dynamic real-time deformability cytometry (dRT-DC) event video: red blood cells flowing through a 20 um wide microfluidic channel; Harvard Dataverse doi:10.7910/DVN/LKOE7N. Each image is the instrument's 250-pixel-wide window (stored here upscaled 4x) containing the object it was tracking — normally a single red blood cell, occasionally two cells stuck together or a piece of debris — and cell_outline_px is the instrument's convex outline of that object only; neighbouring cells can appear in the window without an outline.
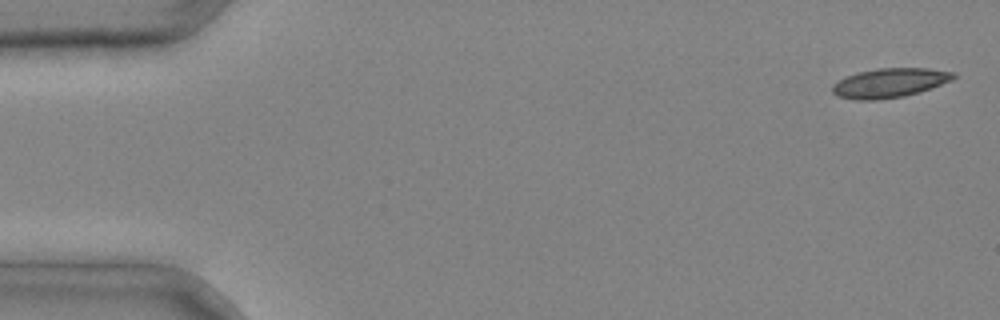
{"species": "common noctule bat (a hibernating species)", "species_latin": "Nyctalus noctula", "temperature_condition": "cold", "stored_images_in_passage": 4, "camera_frame_rate_fps": 3000, "um_per_image_px": 0.085, "animal": {"sex": "male", "body_mass_g": 20.4}, "frame": {"image": 1, "passage_image": 1, "time_ms": 0.0, "image_size_px": [1000, 320], "cell_outline_px": [[956, 76], [952, 80], [932, 88], [904, 96], [876, 100], [856, 100], [840, 96], [832, 92], [832, 84], [848, 76], [860, 72], [880, 68], [928, 68], [956, 72]], "centroid_in_image_um": [75.66, 7.04], "position_along_channel_um": 9.3, "area_um2": 20.52}}
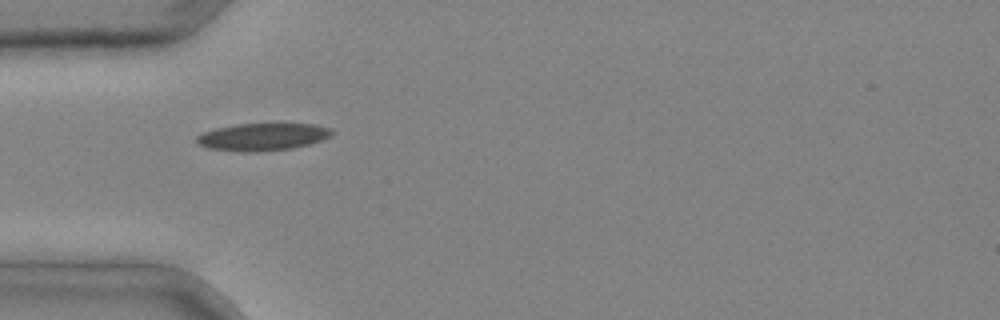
{"frame": {"image": 2, "passage_image": 4, "time_ms": 1.0, "image_size_px": [1000, 320], "cell_outline_px": [[336, 132], [332, 136], [308, 144], [292, 148], [256, 152], [244, 152], [208, 148], [200, 144], [196, 140], [196, 136], [204, 132], [216, 128], [236, 124], [316, 124], [332, 128]], "centroid_in_image_um": [22.36, 11.63], "position_along_channel_um": 62.6, "area_um2": 21.56}}